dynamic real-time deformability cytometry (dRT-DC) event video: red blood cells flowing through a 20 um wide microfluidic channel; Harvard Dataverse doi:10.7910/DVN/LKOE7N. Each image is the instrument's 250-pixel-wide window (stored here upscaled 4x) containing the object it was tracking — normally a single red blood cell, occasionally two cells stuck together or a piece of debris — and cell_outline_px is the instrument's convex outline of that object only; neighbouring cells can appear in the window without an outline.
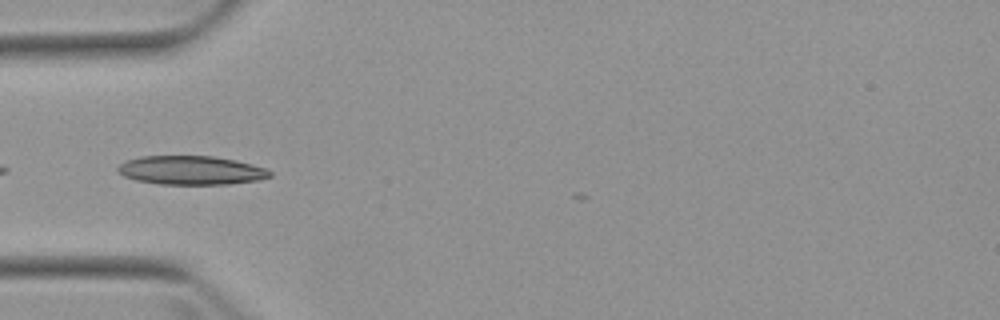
{"species": "Egyptian fruit bat (a non-hibernating species)", "species_latin": "Rousettus aegyptiacus", "temperature_condition": "warm", "stored_images_in_passage": 4, "camera_frame_rate_fps": 3000, "um_per_image_px": 0.085, "animal": {"sex": "female"}, "frame": {"image": 1, "passage_image": 4, "time_ms": 3.333, "image_size_px": [1000, 320], "cell_outline_px": [[272, 176], [256, 180], [228, 184], [160, 184], [136, 180], [124, 176], [116, 172], [116, 168], [120, 164], [128, 160], [140, 156], [212, 156], [236, 160], [252, 164], [264, 168], [272, 172]], "centroid_in_image_um": [16.22, 14.47], "position_along_channel_um": 68.8, "area_um2": 25.49}}